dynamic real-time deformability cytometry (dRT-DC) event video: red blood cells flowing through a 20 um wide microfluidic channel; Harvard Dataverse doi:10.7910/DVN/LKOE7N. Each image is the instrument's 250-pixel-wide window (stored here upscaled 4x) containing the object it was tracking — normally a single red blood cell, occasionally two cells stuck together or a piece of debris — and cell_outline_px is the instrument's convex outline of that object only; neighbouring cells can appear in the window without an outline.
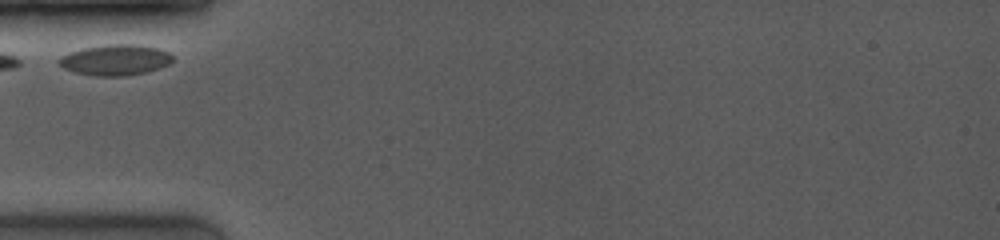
{"species": "common noctule bat (a hibernating species)", "species_latin": "Nyctalus noctula", "temperature_condition": "room temperature", "stored_images_in_passage": 14, "camera_frame_rate_fps": 4000, "um_per_image_px": 0.085, "animal": {"sex": "female", "body_mass_g": 19.0, "forearm_length_mm": 53.3}, "frame": {"image": 1, "passage_image": 1, "time_ms": 0.0, "image_size_px": [1000, 240], "cell_outline_px": [[172, 60], [168, 64], [160, 68], [148, 72], [128, 76], [92, 76], [76, 72], [64, 68], [56, 60], [60, 56], [68, 52], [84, 48], [108, 44], [140, 44], [156, 48], [168, 52], [172, 56]], "centroid_in_image_um": [9.79, 5.1], "position_along_channel_um": 75.2, "area_um2": 20.52}}